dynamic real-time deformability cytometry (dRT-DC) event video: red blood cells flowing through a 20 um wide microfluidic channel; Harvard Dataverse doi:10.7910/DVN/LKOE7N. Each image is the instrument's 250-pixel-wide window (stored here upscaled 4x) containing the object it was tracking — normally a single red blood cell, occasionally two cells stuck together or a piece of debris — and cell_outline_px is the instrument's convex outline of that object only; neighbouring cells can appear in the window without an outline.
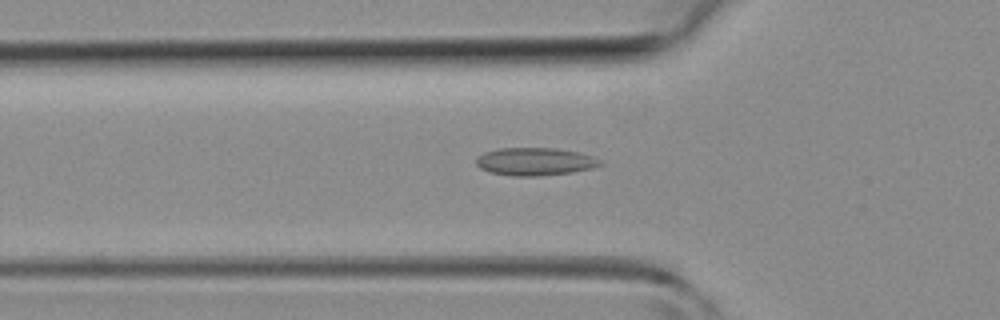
{"species": "common noctule bat (a hibernating species)", "species_latin": "Nyctalus noctula", "temperature_condition": "room temperature", "stored_images_in_passage": 16, "camera_frame_rate_fps": 3000, "um_per_image_px": 0.085, "animal": {"sex": "female", "body_mass_g": 19.3, "forearm_length_mm": 54.1}, "frame": {"image": 1, "passage_image": 5, "time_ms": 1.333, "image_size_px": [1000, 320], "cell_outline_px": [[604, 164], [592, 168], [572, 172], [540, 176], [512, 176], [488, 172], [480, 168], [476, 164], [476, 156], [484, 152], [500, 148], [556, 148], [580, 152], [592, 156], [600, 160]], "centroid_in_image_um": [45.46, 13.73], "position_along_channel_um": 80.3, "area_um2": 20.29}}
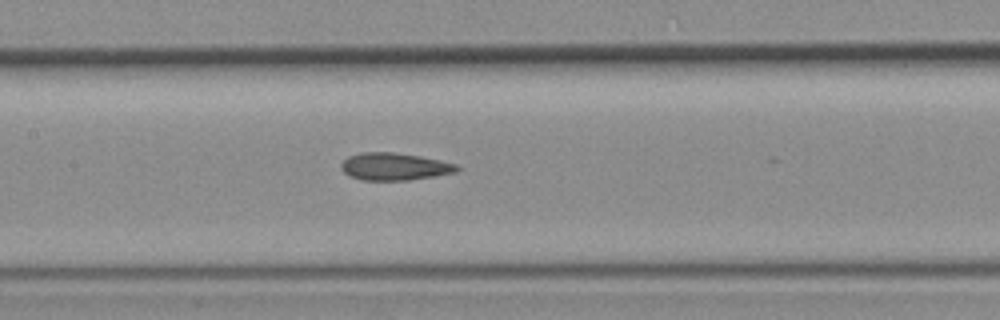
{"frame": {"image": 2, "passage_image": 11, "time_ms": 3.333, "image_size_px": [1000, 320], "cell_outline_px": [[460, 168], [456, 172], [436, 176], [408, 180], [360, 180], [348, 176], [340, 168], [340, 164], [348, 156], [360, 152], [392, 152], [420, 156], [460, 164]], "centroid_in_image_um": [33.53, 14.16], "position_along_channel_um": 173.9, "area_um2": 18.73}}
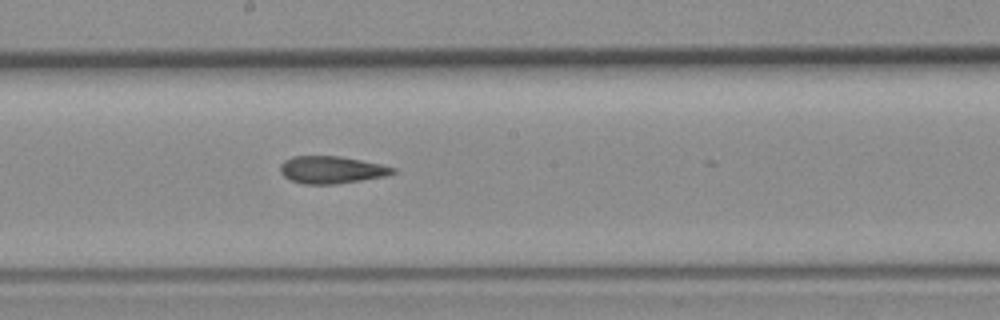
{"frame": {"image": 3, "passage_image": 14, "time_ms": 4.333, "image_size_px": [1000, 320], "cell_outline_px": [[396, 172], [384, 176], [336, 184], [304, 184], [292, 180], [284, 176], [280, 172], [280, 164], [284, 160], [292, 156], [340, 156], [380, 164], [396, 168]], "centroid_in_image_um": [28.15, 14.42], "position_along_channel_um": 220.1, "area_um2": 17.8}}